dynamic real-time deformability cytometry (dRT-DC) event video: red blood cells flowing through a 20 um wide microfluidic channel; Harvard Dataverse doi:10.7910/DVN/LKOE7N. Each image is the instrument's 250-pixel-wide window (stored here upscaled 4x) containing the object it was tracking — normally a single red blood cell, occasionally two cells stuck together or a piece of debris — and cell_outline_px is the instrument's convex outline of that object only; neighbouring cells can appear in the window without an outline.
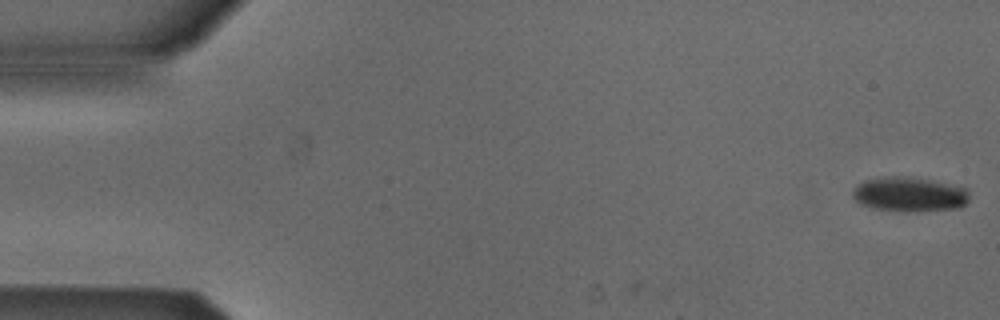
{"species": "Egyptian fruit bat (a non-hibernating species)", "species_latin": "Rousettus aegyptiacus", "temperature_condition": "cold", "stored_images_in_passage": 4, "camera_frame_rate_fps": 3000, "um_per_image_px": 0.085, "animal": {"sex": "male"}, "frame": {"image": 1, "passage_image": 1, "time_ms": 0.0, "image_size_px": [1000, 320], "cell_outline_px": [[968, 200], [960, 208], [908, 212], [872, 208], [860, 204], [852, 196], [852, 192], [856, 184], [864, 180], [888, 176], [908, 176], [968, 188]], "centroid_in_image_um": [77.26, 16.52], "position_along_channel_um": 7.7, "area_um2": 23.58}}